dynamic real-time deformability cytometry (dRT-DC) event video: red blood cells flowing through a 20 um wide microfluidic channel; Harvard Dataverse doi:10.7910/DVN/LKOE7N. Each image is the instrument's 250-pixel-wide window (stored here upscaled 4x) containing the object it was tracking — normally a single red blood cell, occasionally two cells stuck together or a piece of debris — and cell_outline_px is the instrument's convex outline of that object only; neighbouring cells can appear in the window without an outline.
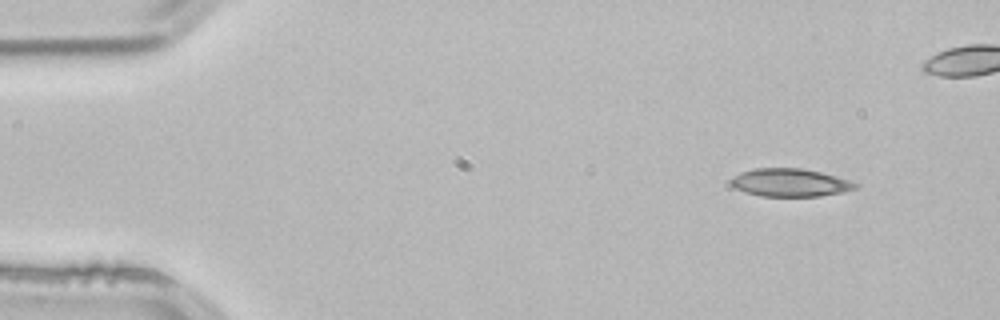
{"species": "common noctule bat (a hibernating species)", "species_latin": "Nyctalus noctula", "temperature_condition": "room temperature", "stored_images_in_passage": 4, "camera_frame_rate_fps": 3000, "um_per_image_px": 0.085, "animal": {"sex": "male", "body_mass_g": 21.5, "forearm_length_mm": 52.0}, "frame": {"image": 1, "passage_image": 1, "time_ms": 0.0, "image_size_px": [1000, 320], "cell_outline_px": [[860, 184], [856, 188], [844, 192], [820, 196], [760, 196], [744, 192], [736, 188], [732, 184], [732, 176], [740, 172], [756, 168], [800, 168], [820, 172], [836, 176]], "centroid_in_image_um": [67.16, 15.52], "position_along_channel_um": 17.8, "area_um2": 20.23}}